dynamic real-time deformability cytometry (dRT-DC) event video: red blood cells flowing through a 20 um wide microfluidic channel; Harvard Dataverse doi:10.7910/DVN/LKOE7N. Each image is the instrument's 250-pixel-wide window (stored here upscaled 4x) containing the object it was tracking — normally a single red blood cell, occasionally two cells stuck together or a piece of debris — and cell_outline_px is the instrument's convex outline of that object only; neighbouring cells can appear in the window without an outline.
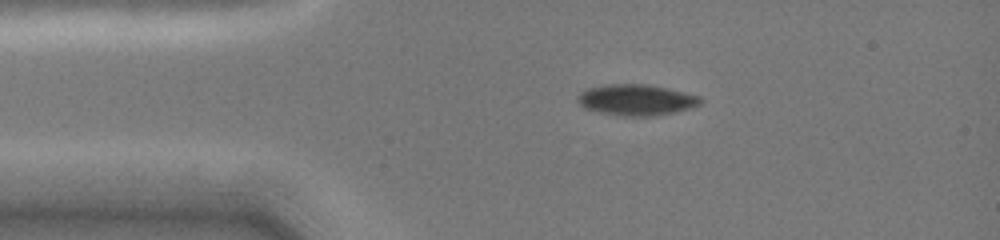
{"species": "common noctule bat (a hibernating species)", "species_latin": "Nyctalus noctula", "temperature_condition": "cold", "stored_images_in_passage": 39, "camera_frame_rate_fps": 3000, "um_per_image_px": 0.085, "animal": {"sex": "female", "body_mass_g": 19.0, "forearm_length_mm": 51.5}, "frame": {"image": 1, "passage_image": 1, "time_ms": 0.0, "image_size_px": [1000, 240], "cell_outline_px": [[704, 100], [700, 104], [692, 108], [676, 112], [652, 116], [624, 116], [600, 112], [584, 108], [576, 100], [576, 96], [580, 92], [588, 88], [604, 84], [648, 84], [668, 88], [700, 96]], "centroid_in_image_um": [54.09, 8.48], "position_along_channel_um": 30.9, "area_um2": 22.43}}
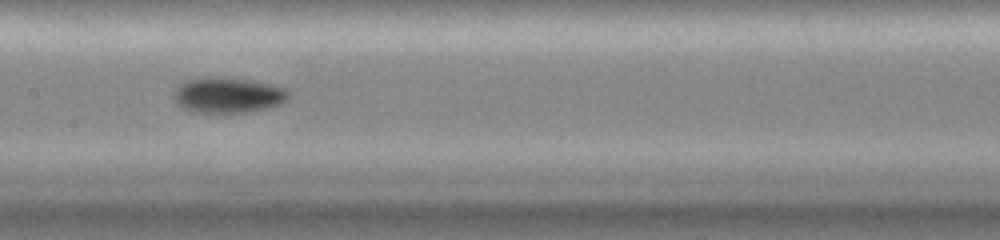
{"frame": {"image": 2, "passage_image": 15, "time_ms": 4.667, "image_size_px": [1000, 240], "cell_outline_px": [[288, 96], [284, 100], [276, 104], [264, 108], [244, 112], [188, 112], [172, 96], [176, 88], [180, 84], [188, 80], [248, 80], [272, 84], [284, 88], [288, 92]], "centroid_in_image_um": [19.35, 8.13], "position_along_channel_um": 188.0, "area_um2": 22.31}}
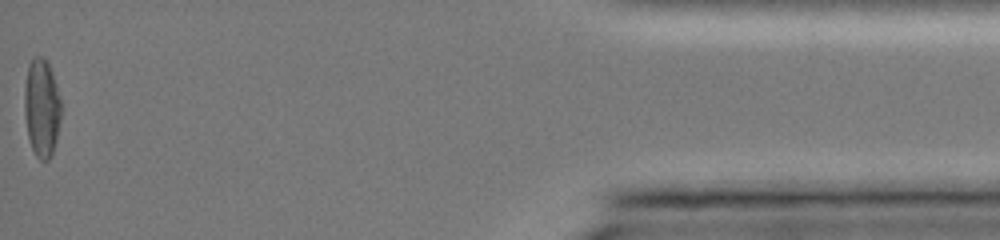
{"frame": {"image": 3, "passage_image": 39, "time_ms": 12.667, "image_size_px": [1000, 240], "cell_outline_px": [[60, 120], [52, 156], [48, 160], [40, 160], [36, 156], [32, 148], [28, 136], [24, 112], [24, 88], [28, 64], [32, 56], [44, 56], [52, 72], [60, 100]], "centroid_in_image_um": [3.52, 9.14], "position_along_channel_um": 431.7, "area_um2": 20.98}, "authors_computed_cell_mechanics": {"area_um2": 21.3282, "velocity_mm_per_s": 4.0785, "shape_relaxation_time_tau1_ms": 6.647, "shape_relaxation_time_tau2_ms": null, "deformation_change_tau1": 0.1291, "deformation_change_tau2": null}}